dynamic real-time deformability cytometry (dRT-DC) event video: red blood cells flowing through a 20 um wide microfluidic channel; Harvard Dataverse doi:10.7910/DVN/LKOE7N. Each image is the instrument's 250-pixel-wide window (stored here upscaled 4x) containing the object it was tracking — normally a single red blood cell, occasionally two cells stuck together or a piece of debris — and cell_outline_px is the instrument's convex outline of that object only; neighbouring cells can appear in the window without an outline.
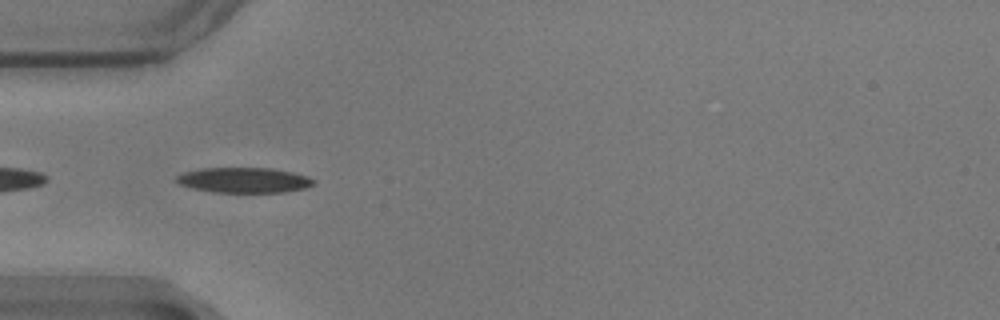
{"species": "common noctule bat (a hibernating species)", "species_latin": "Nyctalus noctula", "temperature_condition": "warm", "stored_images_in_passage": 42, "camera_frame_rate_fps": 3000, "um_per_image_px": 0.085, "animal": {"sex": "male", "body_mass_g": 17.9}, "frame": {"image": 1, "passage_image": 2, "time_ms": 0.333, "image_size_px": [1000, 320], "cell_outline_px": [[316, 184], [304, 188], [284, 192], [216, 192], [192, 188], [180, 184], [176, 180], [176, 176], [184, 172], [200, 168], [272, 168], [292, 172], [308, 176], [316, 180]], "centroid_in_image_um": [20.77, 15.3], "position_along_channel_um": 64.2, "area_um2": 20.17}}
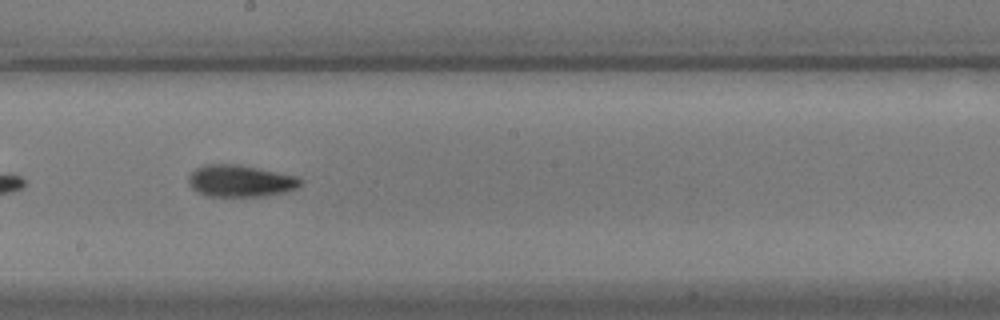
{"frame": {"image": 2, "passage_image": 16, "time_ms": 5.0, "image_size_px": [1000, 320], "cell_outline_px": [[304, 184], [296, 188], [284, 192], [260, 196], [208, 196], [196, 192], [188, 184], [188, 176], [196, 168], [204, 164], [236, 164], [300, 176], [304, 180]], "centroid_in_image_um": [20.45, 15.37], "position_along_channel_um": 227.8, "area_um2": 20.98}}
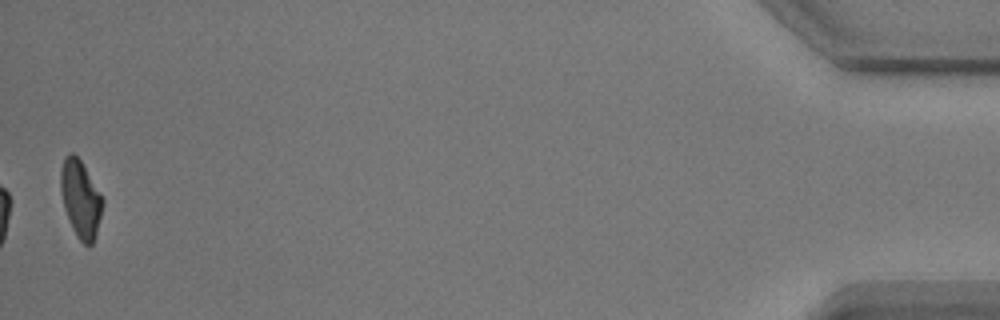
{"frame": {"image": 3, "passage_image": 41, "time_ms": 13.333, "image_size_px": [1000, 320], "cell_outline_px": [[104, 204], [96, 236], [92, 244], [84, 244], [76, 236], [72, 228], [64, 208], [60, 188], [60, 172], [64, 156], [68, 152], [72, 152], [80, 160], [104, 200]], "centroid_in_image_um": [6.84, 16.91], "position_along_channel_um": 428.4, "area_um2": 18.84}, "authors_computed_cell_mechanics": {"area_um2": 19.7387, "velocity_mm_per_s": 3.5067, "shape_relaxation_time_tau1_ms": 2.9945, "shape_relaxation_time_tau2_ms": 2.1136, "deformation_change_tau1": 0.1599, "deformation_change_tau2": 0.0753}}